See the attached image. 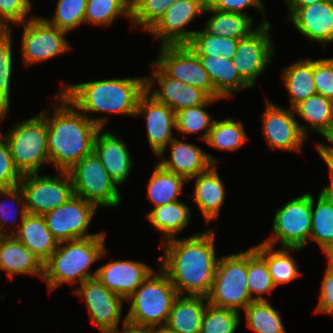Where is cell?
<instances>
[{
	"instance_id": "cell-1",
	"label": "cell",
	"mask_w": 333,
	"mask_h": 333,
	"mask_svg": "<svg viewBox=\"0 0 333 333\" xmlns=\"http://www.w3.org/2000/svg\"><path fill=\"white\" fill-rule=\"evenodd\" d=\"M215 230L172 238L163 244L160 269L170 278L178 295L207 297L211 291L219 258L215 253ZM183 292V293H182Z\"/></svg>"
},
{
	"instance_id": "cell-2",
	"label": "cell",
	"mask_w": 333,
	"mask_h": 333,
	"mask_svg": "<svg viewBox=\"0 0 333 333\" xmlns=\"http://www.w3.org/2000/svg\"><path fill=\"white\" fill-rule=\"evenodd\" d=\"M56 96L51 115L46 110L40 114L47 122V144L50 163L57 171L68 172L84 156L93 152L94 139L106 125V117L89 118L67 100L60 92ZM58 102H61L58 106ZM57 105V106H56Z\"/></svg>"
},
{
	"instance_id": "cell-3",
	"label": "cell",
	"mask_w": 333,
	"mask_h": 333,
	"mask_svg": "<svg viewBox=\"0 0 333 333\" xmlns=\"http://www.w3.org/2000/svg\"><path fill=\"white\" fill-rule=\"evenodd\" d=\"M146 92V77L117 78L66 84L60 93L77 110L135 116L139 98Z\"/></svg>"
},
{
	"instance_id": "cell-4",
	"label": "cell",
	"mask_w": 333,
	"mask_h": 333,
	"mask_svg": "<svg viewBox=\"0 0 333 333\" xmlns=\"http://www.w3.org/2000/svg\"><path fill=\"white\" fill-rule=\"evenodd\" d=\"M105 233L97 236L60 242L51 257L44 263L43 280L47 282L49 291L61 284H80L97 276V269L91 274L89 268L105 251ZM65 244V245H64Z\"/></svg>"
},
{
	"instance_id": "cell-5",
	"label": "cell",
	"mask_w": 333,
	"mask_h": 333,
	"mask_svg": "<svg viewBox=\"0 0 333 333\" xmlns=\"http://www.w3.org/2000/svg\"><path fill=\"white\" fill-rule=\"evenodd\" d=\"M154 271L125 301L131 303L126 318L128 328L149 331L166 325L177 290L159 268Z\"/></svg>"
},
{
	"instance_id": "cell-6",
	"label": "cell",
	"mask_w": 333,
	"mask_h": 333,
	"mask_svg": "<svg viewBox=\"0 0 333 333\" xmlns=\"http://www.w3.org/2000/svg\"><path fill=\"white\" fill-rule=\"evenodd\" d=\"M6 139L15 167L22 174L39 173L43 163H50L47 144V122L39 113L9 129Z\"/></svg>"
},
{
	"instance_id": "cell-7",
	"label": "cell",
	"mask_w": 333,
	"mask_h": 333,
	"mask_svg": "<svg viewBox=\"0 0 333 333\" xmlns=\"http://www.w3.org/2000/svg\"><path fill=\"white\" fill-rule=\"evenodd\" d=\"M207 301L212 306L238 312L254 301L247 285V250L218 260Z\"/></svg>"
},
{
	"instance_id": "cell-8",
	"label": "cell",
	"mask_w": 333,
	"mask_h": 333,
	"mask_svg": "<svg viewBox=\"0 0 333 333\" xmlns=\"http://www.w3.org/2000/svg\"><path fill=\"white\" fill-rule=\"evenodd\" d=\"M73 192L96 207H116L121 203L117 184L110 178L101 160L92 152L68 171Z\"/></svg>"
},
{
	"instance_id": "cell-9",
	"label": "cell",
	"mask_w": 333,
	"mask_h": 333,
	"mask_svg": "<svg viewBox=\"0 0 333 333\" xmlns=\"http://www.w3.org/2000/svg\"><path fill=\"white\" fill-rule=\"evenodd\" d=\"M312 230L311 194L304 193L278 208L273 219V235L262 243L281 248H304Z\"/></svg>"
},
{
	"instance_id": "cell-10",
	"label": "cell",
	"mask_w": 333,
	"mask_h": 333,
	"mask_svg": "<svg viewBox=\"0 0 333 333\" xmlns=\"http://www.w3.org/2000/svg\"><path fill=\"white\" fill-rule=\"evenodd\" d=\"M57 173L60 175L50 177L30 173L22 176L18 185L24 196L27 213L44 216L74 195L69 173Z\"/></svg>"
},
{
	"instance_id": "cell-11",
	"label": "cell",
	"mask_w": 333,
	"mask_h": 333,
	"mask_svg": "<svg viewBox=\"0 0 333 333\" xmlns=\"http://www.w3.org/2000/svg\"><path fill=\"white\" fill-rule=\"evenodd\" d=\"M0 194L10 197L20 208L21 224L18 225L17 230L13 229L9 236H13L17 241L24 244L44 264L59 244L49 231L45 217L27 213L24 196L19 185L0 189Z\"/></svg>"
},
{
	"instance_id": "cell-12",
	"label": "cell",
	"mask_w": 333,
	"mask_h": 333,
	"mask_svg": "<svg viewBox=\"0 0 333 333\" xmlns=\"http://www.w3.org/2000/svg\"><path fill=\"white\" fill-rule=\"evenodd\" d=\"M26 20L21 23L24 27L21 51L25 66L51 59L70 50V44L65 40V31L51 25L44 17L32 16Z\"/></svg>"
},
{
	"instance_id": "cell-13",
	"label": "cell",
	"mask_w": 333,
	"mask_h": 333,
	"mask_svg": "<svg viewBox=\"0 0 333 333\" xmlns=\"http://www.w3.org/2000/svg\"><path fill=\"white\" fill-rule=\"evenodd\" d=\"M96 210L93 203L74 194L44 217L49 231L60 243L97 236L99 233H87Z\"/></svg>"
},
{
	"instance_id": "cell-14",
	"label": "cell",
	"mask_w": 333,
	"mask_h": 333,
	"mask_svg": "<svg viewBox=\"0 0 333 333\" xmlns=\"http://www.w3.org/2000/svg\"><path fill=\"white\" fill-rule=\"evenodd\" d=\"M153 61L167 76L197 87L214 98V88L197 54L187 45H160Z\"/></svg>"
},
{
	"instance_id": "cell-15",
	"label": "cell",
	"mask_w": 333,
	"mask_h": 333,
	"mask_svg": "<svg viewBox=\"0 0 333 333\" xmlns=\"http://www.w3.org/2000/svg\"><path fill=\"white\" fill-rule=\"evenodd\" d=\"M271 25L263 22L249 36L241 38L232 60L240 76L251 86L264 73L274 55Z\"/></svg>"
},
{
	"instance_id": "cell-16",
	"label": "cell",
	"mask_w": 333,
	"mask_h": 333,
	"mask_svg": "<svg viewBox=\"0 0 333 333\" xmlns=\"http://www.w3.org/2000/svg\"><path fill=\"white\" fill-rule=\"evenodd\" d=\"M73 293L83 298L91 323L100 333L119 331L123 298L106 288L97 277L87 279Z\"/></svg>"
},
{
	"instance_id": "cell-17",
	"label": "cell",
	"mask_w": 333,
	"mask_h": 333,
	"mask_svg": "<svg viewBox=\"0 0 333 333\" xmlns=\"http://www.w3.org/2000/svg\"><path fill=\"white\" fill-rule=\"evenodd\" d=\"M293 108L285 109L266 100L262 114V134L270 149L301 153L307 137L301 131Z\"/></svg>"
},
{
	"instance_id": "cell-18",
	"label": "cell",
	"mask_w": 333,
	"mask_h": 333,
	"mask_svg": "<svg viewBox=\"0 0 333 333\" xmlns=\"http://www.w3.org/2000/svg\"><path fill=\"white\" fill-rule=\"evenodd\" d=\"M205 7L206 0H178L148 33L159 39L161 46L187 44L195 30L184 27L203 14Z\"/></svg>"
},
{
	"instance_id": "cell-19",
	"label": "cell",
	"mask_w": 333,
	"mask_h": 333,
	"mask_svg": "<svg viewBox=\"0 0 333 333\" xmlns=\"http://www.w3.org/2000/svg\"><path fill=\"white\" fill-rule=\"evenodd\" d=\"M149 66L153 67V70L151 76L146 77V92L174 112L205 104L211 98L202 89L167 76L154 62L153 66L152 63ZM154 79L160 84V90H152Z\"/></svg>"
},
{
	"instance_id": "cell-20",
	"label": "cell",
	"mask_w": 333,
	"mask_h": 333,
	"mask_svg": "<svg viewBox=\"0 0 333 333\" xmlns=\"http://www.w3.org/2000/svg\"><path fill=\"white\" fill-rule=\"evenodd\" d=\"M146 117L149 147L156 156L164 154L168 144L175 138L172 130L176 129V112L156 101L145 92L138 101L135 116Z\"/></svg>"
},
{
	"instance_id": "cell-21",
	"label": "cell",
	"mask_w": 333,
	"mask_h": 333,
	"mask_svg": "<svg viewBox=\"0 0 333 333\" xmlns=\"http://www.w3.org/2000/svg\"><path fill=\"white\" fill-rule=\"evenodd\" d=\"M153 271L140 261L117 260L100 266L96 277L106 288L125 301Z\"/></svg>"
},
{
	"instance_id": "cell-22",
	"label": "cell",
	"mask_w": 333,
	"mask_h": 333,
	"mask_svg": "<svg viewBox=\"0 0 333 333\" xmlns=\"http://www.w3.org/2000/svg\"><path fill=\"white\" fill-rule=\"evenodd\" d=\"M100 128L94 139L93 152L101 160L110 178L119 186L130 174L133 161L122 137Z\"/></svg>"
},
{
	"instance_id": "cell-23",
	"label": "cell",
	"mask_w": 333,
	"mask_h": 333,
	"mask_svg": "<svg viewBox=\"0 0 333 333\" xmlns=\"http://www.w3.org/2000/svg\"><path fill=\"white\" fill-rule=\"evenodd\" d=\"M287 19L308 40L321 43L323 48L333 42V10L329 1L301 7Z\"/></svg>"
},
{
	"instance_id": "cell-24",
	"label": "cell",
	"mask_w": 333,
	"mask_h": 333,
	"mask_svg": "<svg viewBox=\"0 0 333 333\" xmlns=\"http://www.w3.org/2000/svg\"><path fill=\"white\" fill-rule=\"evenodd\" d=\"M171 155L158 164L190 182L191 178L207 171L218 159L203 151L195 144H189L174 138L169 144Z\"/></svg>"
},
{
	"instance_id": "cell-25",
	"label": "cell",
	"mask_w": 333,
	"mask_h": 333,
	"mask_svg": "<svg viewBox=\"0 0 333 333\" xmlns=\"http://www.w3.org/2000/svg\"><path fill=\"white\" fill-rule=\"evenodd\" d=\"M202 67L208 73L214 88L215 98H228L237 94L244 88L251 86L240 76L233 60L223 56L197 55Z\"/></svg>"
},
{
	"instance_id": "cell-26",
	"label": "cell",
	"mask_w": 333,
	"mask_h": 333,
	"mask_svg": "<svg viewBox=\"0 0 333 333\" xmlns=\"http://www.w3.org/2000/svg\"><path fill=\"white\" fill-rule=\"evenodd\" d=\"M0 270L6 271L10 279L15 274L38 275L43 278L44 264L13 236H0Z\"/></svg>"
},
{
	"instance_id": "cell-27",
	"label": "cell",
	"mask_w": 333,
	"mask_h": 333,
	"mask_svg": "<svg viewBox=\"0 0 333 333\" xmlns=\"http://www.w3.org/2000/svg\"><path fill=\"white\" fill-rule=\"evenodd\" d=\"M195 179L194 201L206 222L217 219L225 200V187L218 175L216 164Z\"/></svg>"
},
{
	"instance_id": "cell-28",
	"label": "cell",
	"mask_w": 333,
	"mask_h": 333,
	"mask_svg": "<svg viewBox=\"0 0 333 333\" xmlns=\"http://www.w3.org/2000/svg\"><path fill=\"white\" fill-rule=\"evenodd\" d=\"M208 304L207 297L178 295L165 326L179 333H200Z\"/></svg>"
},
{
	"instance_id": "cell-29",
	"label": "cell",
	"mask_w": 333,
	"mask_h": 333,
	"mask_svg": "<svg viewBox=\"0 0 333 333\" xmlns=\"http://www.w3.org/2000/svg\"><path fill=\"white\" fill-rule=\"evenodd\" d=\"M283 84L290 94V106L294 108L301 101L316 94L314 84V60L300 59L291 66L283 69Z\"/></svg>"
},
{
	"instance_id": "cell-30",
	"label": "cell",
	"mask_w": 333,
	"mask_h": 333,
	"mask_svg": "<svg viewBox=\"0 0 333 333\" xmlns=\"http://www.w3.org/2000/svg\"><path fill=\"white\" fill-rule=\"evenodd\" d=\"M146 217L152 226L161 231L163 242L175 238L188 226L191 218L190 208L179 200L153 208Z\"/></svg>"
},
{
	"instance_id": "cell-31",
	"label": "cell",
	"mask_w": 333,
	"mask_h": 333,
	"mask_svg": "<svg viewBox=\"0 0 333 333\" xmlns=\"http://www.w3.org/2000/svg\"><path fill=\"white\" fill-rule=\"evenodd\" d=\"M204 13L212 16L205 23V31L212 36L241 39L256 30L252 29L250 16L242 13L223 12L205 7Z\"/></svg>"
},
{
	"instance_id": "cell-32",
	"label": "cell",
	"mask_w": 333,
	"mask_h": 333,
	"mask_svg": "<svg viewBox=\"0 0 333 333\" xmlns=\"http://www.w3.org/2000/svg\"><path fill=\"white\" fill-rule=\"evenodd\" d=\"M252 248L266 261L276 287L279 284L290 283L301 275L297 263L289 254V251H300L303 250V248L282 247L281 250L274 251L272 246L264 243H260Z\"/></svg>"
},
{
	"instance_id": "cell-33",
	"label": "cell",
	"mask_w": 333,
	"mask_h": 333,
	"mask_svg": "<svg viewBox=\"0 0 333 333\" xmlns=\"http://www.w3.org/2000/svg\"><path fill=\"white\" fill-rule=\"evenodd\" d=\"M293 109L295 114H298V116L309 124L307 126L306 124H299L301 131L306 137L309 128L310 132L316 131L321 135L333 118V100L317 93L301 101Z\"/></svg>"
},
{
	"instance_id": "cell-34",
	"label": "cell",
	"mask_w": 333,
	"mask_h": 333,
	"mask_svg": "<svg viewBox=\"0 0 333 333\" xmlns=\"http://www.w3.org/2000/svg\"><path fill=\"white\" fill-rule=\"evenodd\" d=\"M186 182L183 176L165 170L157 163L148 182L147 197L154 208L178 201Z\"/></svg>"
},
{
	"instance_id": "cell-35",
	"label": "cell",
	"mask_w": 333,
	"mask_h": 333,
	"mask_svg": "<svg viewBox=\"0 0 333 333\" xmlns=\"http://www.w3.org/2000/svg\"><path fill=\"white\" fill-rule=\"evenodd\" d=\"M314 199L311 195L312 230L309 241L317 243L324 252L333 245V205L320 194L317 201Z\"/></svg>"
},
{
	"instance_id": "cell-36",
	"label": "cell",
	"mask_w": 333,
	"mask_h": 333,
	"mask_svg": "<svg viewBox=\"0 0 333 333\" xmlns=\"http://www.w3.org/2000/svg\"><path fill=\"white\" fill-rule=\"evenodd\" d=\"M247 139L242 123L227 118L214 121L205 142L218 150L237 151Z\"/></svg>"
},
{
	"instance_id": "cell-37",
	"label": "cell",
	"mask_w": 333,
	"mask_h": 333,
	"mask_svg": "<svg viewBox=\"0 0 333 333\" xmlns=\"http://www.w3.org/2000/svg\"><path fill=\"white\" fill-rule=\"evenodd\" d=\"M244 311L246 325L255 333H286L279 311L267 300L253 301Z\"/></svg>"
},
{
	"instance_id": "cell-38",
	"label": "cell",
	"mask_w": 333,
	"mask_h": 333,
	"mask_svg": "<svg viewBox=\"0 0 333 333\" xmlns=\"http://www.w3.org/2000/svg\"><path fill=\"white\" fill-rule=\"evenodd\" d=\"M247 285L254 301H266L262 294L276 287L266 261L252 247L247 250Z\"/></svg>"
},
{
	"instance_id": "cell-39",
	"label": "cell",
	"mask_w": 333,
	"mask_h": 333,
	"mask_svg": "<svg viewBox=\"0 0 333 333\" xmlns=\"http://www.w3.org/2000/svg\"><path fill=\"white\" fill-rule=\"evenodd\" d=\"M239 40L230 37L212 36L205 30H196L187 45L197 55L223 56L231 60L236 53Z\"/></svg>"
},
{
	"instance_id": "cell-40",
	"label": "cell",
	"mask_w": 333,
	"mask_h": 333,
	"mask_svg": "<svg viewBox=\"0 0 333 333\" xmlns=\"http://www.w3.org/2000/svg\"><path fill=\"white\" fill-rule=\"evenodd\" d=\"M120 15L131 18V0H88L85 23L108 26Z\"/></svg>"
},
{
	"instance_id": "cell-41",
	"label": "cell",
	"mask_w": 333,
	"mask_h": 333,
	"mask_svg": "<svg viewBox=\"0 0 333 333\" xmlns=\"http://www.w3.org/2000/svg\"><path fill=\"white\" fill-rule=\"evenodd\" d=\"M219 99L221 98H210L205 104L185 108L176 112V129L184 134L205 131L204 134L200 136L205 142L215 121L205 108Z\"/></svg>"
},
{
	"instance_id": "cell-42",
	"label": "cell",
	"mask_w": 333,
	"mask_h": 333,
	"mask_svg": "<svg viewBox=\"0 0 333 333\" xmlns=\"http://www.w3.org/2000/svg\"><path fill=\"white\" fill-rule=\"evenodd\" d=\"M12 29L0 30V121L10 107V82L12 77Z\"/></svg>"
},
{
	"instance_id": "cell-43",
	"label": "cell",
	"mask_w": 333,
	"mask_h": 333,
	"mask_svg": "<svg viewBox=\"0 0 333 333\" xmlns=\"http://www.w3.org/2000/svg\"><path fill=\"white\" fill-rule=\"evenodd\" d=\"M178 0H131L132 27L140 26L149 32L163 17L167 9Z\"/></svg>"
},
{
	"instance_id": "cell-44",
	"label": "cell",
	"mask_w": 333,
	"mask_h": 333,
	"mask_svg": "<svg viewBox=\"0 0 333 333\" xmlns=\"http://www.w3.org/2000/svg\"><path fill=\"white\" fill-rule=\"evenodd\" d=\"M88 0H57L56 11L50 20L51 25L68 33L85 22V10Z\"/></svg>"
},
{
	"instance_id": "cell-45",
	"label": "cell",
	"mask_w": 333,
	"mask_h": 333,
	"mask_svg": "<svg viewBox=\"0 0 333 333\" xmlns=\"http://www.w3.org/2000/svg\"><path fill=\"white\" fill-rule=\"evenodd\" d=\"M238 311L207 305L200 333H235L240 322Z\"/></svg>"
},
{
	"instance_id": "cell-46",
	"label": "cell",
	"mask_w": 333,
	"mask_h": 333,
	"mask_svg": "<svg viewBox=\"0 0 333 333\" xmlns=\"http://www.w3.org/2000/svg\"><path fill=\"white\" fill-rule=\"evenodd\" d=\"M31 6V0H0V30H9L11 24L26 22Z\"/></svg>"
},
{
	"instance_id": "cell-47",
	"label": "cell",
	"mask_w": 333,
	"mask_h": 333,
	"mask_svg": "<svg viewBox=\"0 0 333 333\" xmlns=\"http://www.w3.org/2000/svg\"><path fill=\"white\" fill-rule=\"evenodd\" d=\"M22 176L15 167L6 139L0 133V189L18 186Z\"/></svg>"
},
{
	"instance_id": "cell-48",
	"label": "cell",
	"mask_w": 333,
	"mask_h": 333,
	"mask_svg": "<svg viewBox=\"0 0 333 333\" xmlns=\"http://www.w3.org/2000/svg\"><path fill=\"white\" fill-rule=\"evenodd\" d=\"M313 79L316 93L333 100V58L314 61Z\"/></svg>"
},
{
	"instance_id": "cell-49",
	"label": "cell",
	"mask_w": 333,
	"mask_h": 333,
	"mask_svg": "<svg viewBox=\"0 0 333 333\" xmlns=\"http://www.w3.org/2000/svg\"><path fill=\"white\" fill-rule=\"evenodd\" d=\"M255 7L265 16V8L262 0H206V7L216 9L223 12L246 14L244 9L247 7Z\"/></svg>"
},
{
	"instance_id": "cell-50",
	"label": "cell",
	"mask_w": 333,
	"mask_h": 333,
	"mask_svg": "<svg viewBox=\"0 0 333 333\" xmlns=\"http://www.w3.org/2000/svg\"><path fill=\"white\" fill-rule=\"evenodd\" d=\"M321 284L319 302L314 312L333 316V267L327 265Z\"/></svg>"
},
{
	"instance_id": "cell-51",
	"label": "cell",
	"mask_w": 333,
	"mask_h": 333,
	"mask_svg": "<svg viewBox=\"0 0 333 333\" xmlns=\"http://www.w3.org/2000/svg\"><path fill=\"white\" fill-rule=\"evenodd\" d=\"M8 208L9 206H7L6 203H0V236H9V232H3L4 229L6 230L5 225L7 223V217L9 216V212H11L8 210ZM12 218L15 220V222L13 221V223L15 224L18 219L16 216L11 217V219Z\"/></svg>"
},
{
	"instance_id": "cell-52",
	"label": "cell",
	"mask_w": 333,
	"mask_h": 333,
	"mask_svg": "<svg viewBox=\"0 0 333 333\" xmlns=\"http://www.w3.org/2000/svg\"><path fill=\"white\" fill-rule=\"evenodd\" d=\"M329 0H290L287 3L288 9H289V14L288 17L297 9L301 8V7H305L308 5H312L314 3L317 2H326Z\"/></svg>"
},
{
	"instance_id": "cell-53",
	"label": "cell",
	"mask_w": 333,
	"mask_h": 333,
	"mask_svg": "<svg viewBox=\"0 0 333 333\" xmlns=\"http://www.w3.org/2000/svg\"><path fill=\"white\" fill-rule=\"evenodd\" d=\"M325 139H327L332 146H326L322 143L317 144V150H329L333 151V118L329 122L327 129L321 134Z\"/></svg>"
},
{
	"instance_id": "cell-54",
	"label": "cell",
	"mask_w": 333,
	"mask_h": 333,
	"mask_svg": "<svg viewBox=\"0 0 333 333\" xmlns=\"http://www.w3.org/2000/svg\"><path fill=\"white\" fill-rule=\"evenodd\" d=\"M319 156L324 160L328 166L330 180L333 181V151L317 150Z\"/></svg>"
},
{
	"instance_id": "cell-55",
	"label": "cell",
	"mask_w": 333,
	"mask_h": 333,
	"mask_svg": "<svg viewBox=\"0 0 333 333\" xmlns=\"http://www.w3.org/2000/svg\"><path fill=\"white\" fill-rule=\"evenodd\" d=\"M330 183L328 186L322 188L319 194L333 205V181L330 180Z\"/></svg>"
},
{
	"instance_id": "cell-56",
	"label": "cell",
	"mask_w": 333,
	"mask_h": 333,
	"mask_svg": "<svg viewBox=\"0 0 333 333\" xmlns=\"http://www.w3.org/2000/svg\"><path fill=\"white\" fill-rule=\"evenodd\" d=\"M122 326H123V330H119V331H113V332H104V333H148V331L145 330H136V329H131L127 327L126 324V318H124V320L122 321Z\"/></svg>"
},
{
	"instance_id": "cell-57",
	"label": "cell",
	"mask_w": 333,
	"mask_h": 333,
	"mask_svg": "<svg viewBox=\"0 0 333 333\" xmlns=\"http://www.w3.org/2000/svg\"><path fill=\"white\" fill-rule=\"evenodd\" d=\"M148 333H179V332L173 331L164 325L162 327L151 329L148 331Z\"/></svg>"
},
{
	"instance_id": "cell-58",
	"label": "cell",
	"mask_w": 333,
	"mask_h": 333,
	"mask_svg": "<svg viewBox=\"0 0 333 333\" xmlns=\"http://www.w3.org/2000/svg\"><path fill=\"white\" fill-rule=\"evenodd\" d=\"M324 253L328 258L327 265L333 267V245L330 246L326 251H324Z\"/></svg>"
},
{
	"instance_id": "cell-59",
	"label": "cell",
	"mask_w": 333,
	"mask_h": 333,
	"mask_svg": "<svg viewBox=\"0 0 333 333\" xmlns=\"http://www.w3.org/2000/svg\"><path fill=\"white\" fill-rule=\"evenodd\" d=\"M329 3H330V6H331V9L333 10V0H329Z\"/></svg>"
}]
</instances>
